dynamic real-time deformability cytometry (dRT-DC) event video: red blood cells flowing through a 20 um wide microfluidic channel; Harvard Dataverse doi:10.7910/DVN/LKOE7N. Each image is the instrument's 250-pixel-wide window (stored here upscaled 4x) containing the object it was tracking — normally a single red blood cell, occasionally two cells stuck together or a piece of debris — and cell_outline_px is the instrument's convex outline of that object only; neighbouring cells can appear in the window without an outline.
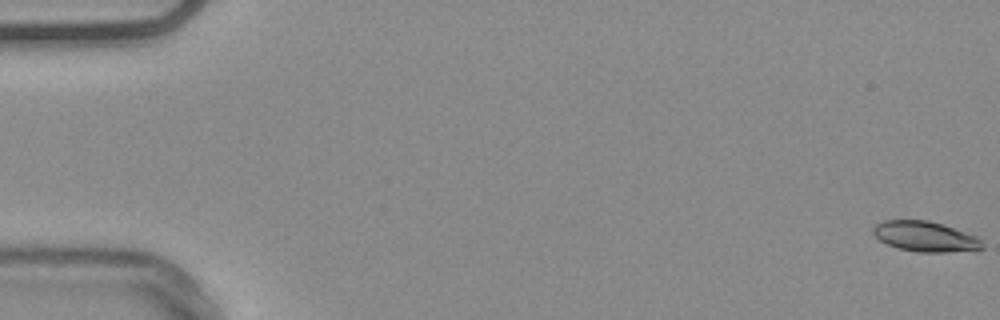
{"species": "common noctule bat (a hibernating species)", "species_latin": "Nyctalus noctula", "temperature_condition": "warm", "stored_images_in_passage": 56, "camera_frame_rate_fps": 3000, "um_per_image_px": 0.085, "animal": {"sex": "male", "body_mass_g": 20.4}, "frame": {"image": 1, "passage_image": 1, "time_ms": 0.0, "image_size_px": [1000, 320], "cell_outline_px": [[984, 248], [944, 252], [916, 252], [896, 248], [880, 240], [872, 232], [872, 228], [876, 224], [884, 220], [928, 220], [976, 236], [980, 240]], "centroid_in_image_um": [78.57, 20.1], "position_along_channel_um": 6.4, "area_um2": 18.9}}
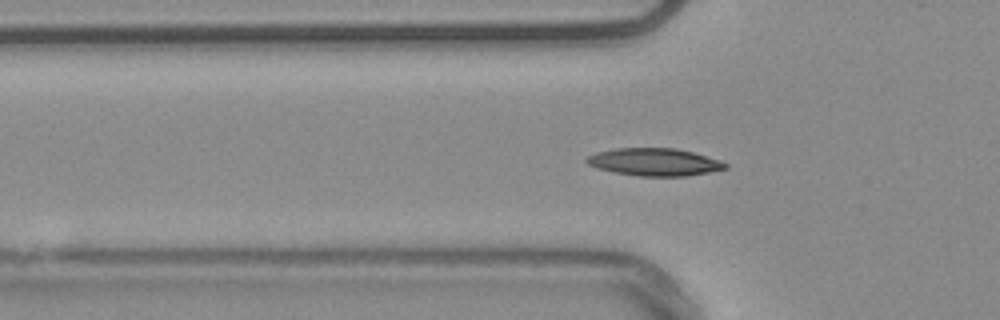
{"frame": {"image": 2, "passage_image": 19, "time_ms": 6.0, "image_size_px": [1000, 320], "cell_outline_px": [[728, 168], [708, 172], [684, 176], [640, 176], [616, 172], [596, 168], [588, 164], [584, 160], [588, 156], [596, 152], [616, 148], [676, 148], [692, 152], [720, 160], [728, 164]], "centroid_in_image_um": [55.61, 13.76], "position_along_channel_um": 70.2, "area_um2": 22.14}}
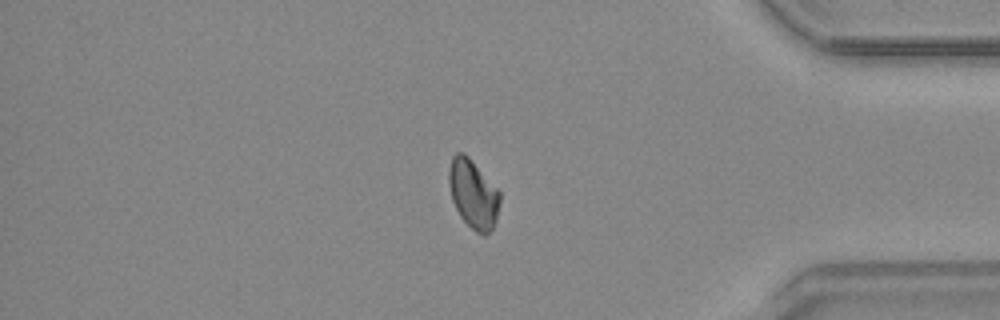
{"frame": {"image": 3, "passage_image": 47, "time_ms": 15.333, "image_size_px": [1000, 320], "cell_outline_px": [[500, 200], [496, 220], [492, 228], [484, 236], [476, 232], [460, 216], [452, 200], [448, 184], [448, 172], [452, 156], [456, 152], [464, 152], [468, 156], [500, 192]], "centroid_in_image_um": [40.2, 16.47], "position_along_channel_um": 395.0, "area_um2": 20.29}, "authors_computed_cell_mechanics": {"area_um2": 20.0855, "velocity_mm_per_s": 3.753, "shape_relaxation_time_tau1_ms": 4.5392, "shape_relaxation_time_tau2_ms": null, "deformation_change_tau1": 0.124, "deformation_change_tau2": null}}